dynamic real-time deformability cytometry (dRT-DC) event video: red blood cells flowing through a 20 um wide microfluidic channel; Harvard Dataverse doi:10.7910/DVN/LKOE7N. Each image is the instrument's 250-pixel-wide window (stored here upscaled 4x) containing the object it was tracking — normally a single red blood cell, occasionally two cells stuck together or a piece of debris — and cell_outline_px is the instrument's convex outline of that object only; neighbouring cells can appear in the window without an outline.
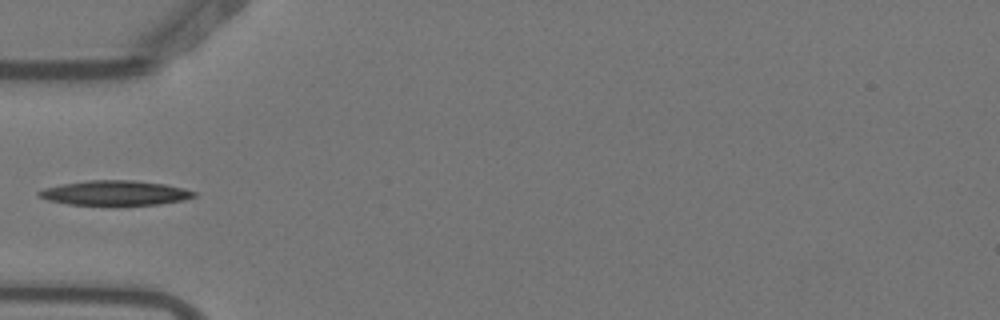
{"species": "Egyptian fruit bat (a non-hibernating species)", "species_latin": "Rousettus aegyptiacus", "temperature_condition": "warm", "stored_images_in_passage": 4, "camera_frame_rate_fps": 3000, "um_per_image_px": 0.085, "animal": {"sex": "female"}, "frame": {"image": 1, "passage_image": 4, "time_ms": 1.0, "image_size_px": [1000, 320], "cell_outline_px": [[196, 196], [184, 200], [160, 204], [116, 208], [68, 204], [48, 200], [36, 196], [36, 192], [44, 188], [64, 184], [88, 180], [132, 180], [164, 184], [184, 188], [196, 192]], "centroid_in_image_um": [9.77, 16.45], "position_along_channel_um": 75.2, "area_um2": 23.41}}